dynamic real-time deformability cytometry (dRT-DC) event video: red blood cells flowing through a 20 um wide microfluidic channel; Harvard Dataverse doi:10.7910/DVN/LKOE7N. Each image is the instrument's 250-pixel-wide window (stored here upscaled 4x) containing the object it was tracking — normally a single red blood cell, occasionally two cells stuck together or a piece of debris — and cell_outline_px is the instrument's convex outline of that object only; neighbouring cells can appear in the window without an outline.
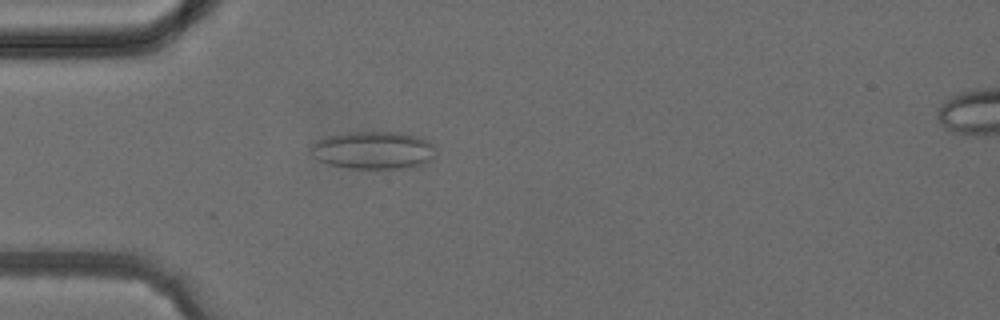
{"species": "common noctule bat (a hibernating species)", "species_latin": "Nyctalus noctula", "temperature_condition": "cold", "stored_images_in_passage": 5, "camera_frame_rate_fps": 3000, "um_per_image_px": 0.085, "animal": {"sex": "female", "body_mass_g": 24.6, "forearm_length_mm": 56.2}, "frame": {"image": 1, "passage_image": 4, "time_ms": 3.333, "image_size_px": [1000, 320], "cell_outline_px": [[436, 156], [432, 160], [424, 164], [412, 168], [348, 168], [328, 164], [312, 156], [308, 148], [316, 140], [328, 136], [348, 132], [400, 132], [416, 136], [428, 140], [436, 148]], "centroid_in_image_um": [31.76, 12.77], "position_along_channel_um": 53.2, "area_um2": 27.86}}